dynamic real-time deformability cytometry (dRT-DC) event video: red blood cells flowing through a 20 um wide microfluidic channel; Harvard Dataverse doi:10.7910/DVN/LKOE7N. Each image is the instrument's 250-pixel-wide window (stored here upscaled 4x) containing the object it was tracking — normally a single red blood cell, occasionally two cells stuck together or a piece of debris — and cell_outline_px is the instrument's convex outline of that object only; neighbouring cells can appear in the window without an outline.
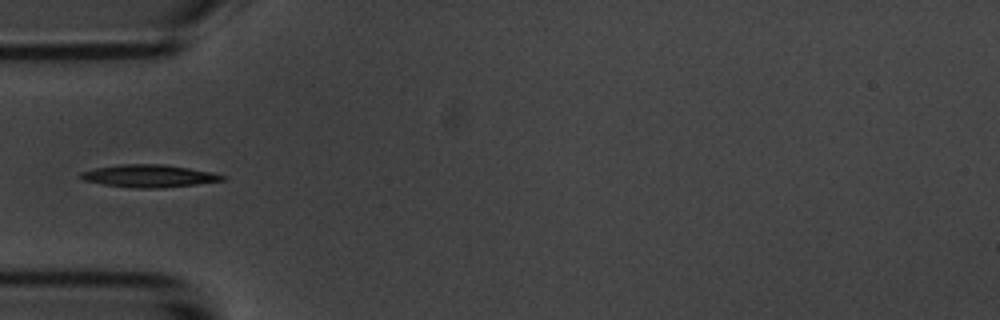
{"species": "common noctule bat (a hibernating species)", "species_latin": "Nyctalus noctula", "temperature_condition": "room temperature", "stored_images_in_passage": 4, "camera_frame_rate_fps": 3000, "um_per_image_px": 0.085, "animal": {"sex": "male", "body_mass_g": 20.1, "forearm_length_mm": 53.5}, "frame": {"image": 1, "passage_image": 4, "time_ms": 3.667, "image_size_px": [1000, 320], "cell_outline_px": [[224, 180], [196, 184], [160, 188], [136, 188], [104, 184], [84, 180], [80, 176], [80, 172], [96, 168], [120, 164], [164, 164], [212, 172], [224, 176]], "centroid_in_image_um": [12.66, 14.95], "position_along_channel_um": 72.3, "area_um2": 18.32}}